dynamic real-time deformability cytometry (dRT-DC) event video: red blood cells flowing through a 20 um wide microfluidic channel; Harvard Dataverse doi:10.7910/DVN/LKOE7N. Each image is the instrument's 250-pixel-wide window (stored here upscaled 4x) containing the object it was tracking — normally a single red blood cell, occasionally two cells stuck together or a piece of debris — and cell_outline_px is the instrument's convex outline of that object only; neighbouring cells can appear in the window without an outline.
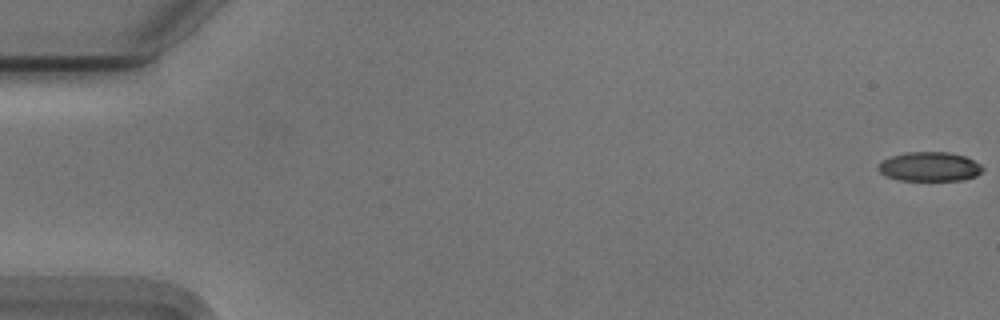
{"species": "Egyptian fruit bat (a non-hibernating species)", "species_latin": "Rousettus aegyptiacus", "temperature_condition": "cold", "stored_images_in_passage": 56, "camera_frame_rate_fps": 3000, "um_per_image_px": 0.085, "animal": {"sex": "male"}, "frame": {"image": 1, "passage_image": 1, "time_ms": 0.0, "image_size_px": [1000, 320], "cell_outline_px": [[984, 168], [976, 176], [964, 180], [900, 180], [888, 176], [880, 172], [876, 168], [876, 164], [880, 160], [904, 152], [948, 152], [964, 156], [980, 164]], "centroid_in_image_um": [78.97, 14.16], "position_along_channel_um": 6.0, "area_um2": 17.86}}
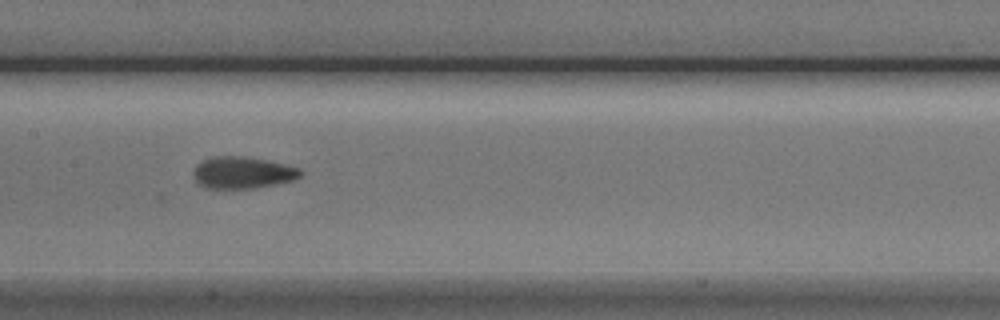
{"frame": {"image": 2, "passage_image": 28, "time_ms": 9.0, "image_size_px": [1000, 320], "cell_outline_px": [[304, 172], [300, 176], [292, 180], [276, 184], [256, 188], [204, 188], [196, 184], [192, 176], [192, 172], [196, 164], [204, 160], [216, 156], [236, 156], [264, 160], [284, 164], [300, 168]], "centroid_in_image_um": [20.57, 14.69], "position_along_channel_um": 186.8, "area_um2": 19.88}}
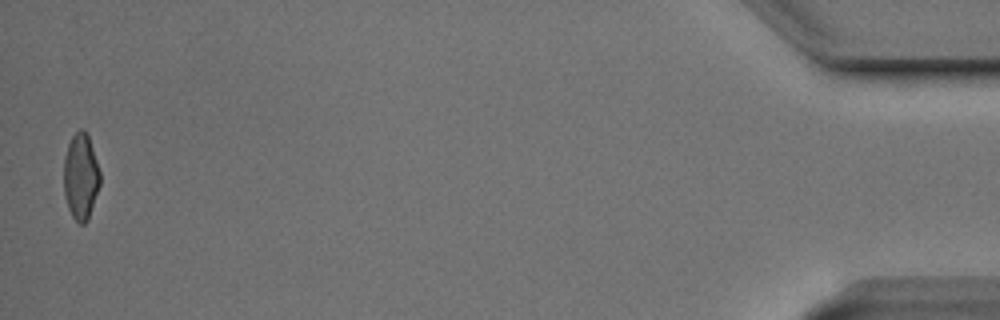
{"frame": {"image": 3, "passage_image": 55, "time_ms": 18.0, "image_size_px": [1000, 320], "cell_outline_px": [[100, 184], [88, 220], [84, 224], [80, 224], [72, 216], [68, 208], [64, 192], [64, 156], [68, 144], [72, 136], [80, 128], [84, 128], [88, 136], [100, 172]], "centroid_in_image_um": [6.86, 15.0], "position_along_channel_um": 428.3, "area_um2": 18.15}, "authors_computed_cell_mechanics": {"area_um2": 19.2185, "velocity_mm_per_s": 3.7384, "shape_relaxation_time_tau1_ms": 4.5405, "shape_relaxation_time_tau2_ms": 2.5388, "deformation_change_tau1": 0.1404, "deformation_change_tau2": 0.0907}}